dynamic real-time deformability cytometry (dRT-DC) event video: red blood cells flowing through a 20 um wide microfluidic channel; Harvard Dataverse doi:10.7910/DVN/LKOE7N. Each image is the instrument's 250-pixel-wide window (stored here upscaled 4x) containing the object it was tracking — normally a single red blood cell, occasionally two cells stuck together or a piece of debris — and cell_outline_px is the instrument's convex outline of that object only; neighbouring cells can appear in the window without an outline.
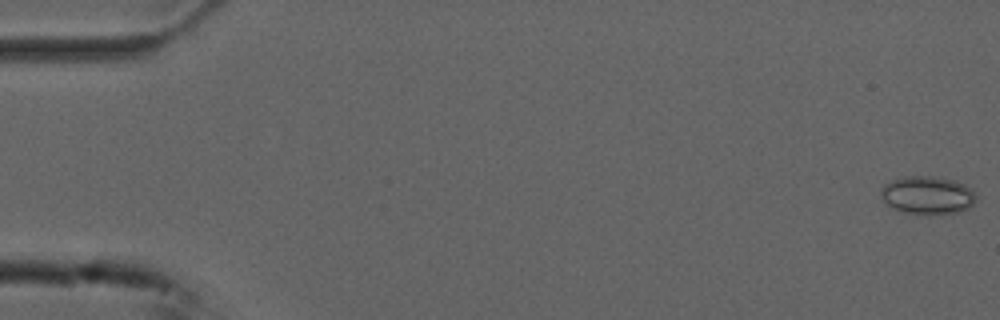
{"species": "common noctule bat (a hibernating species)", "species_latin": "Nyctalus noctula", "temperature_condition": "cold", "stored_images_in_passage": 54, "camera_frame_rate_fps": 3000, "um_per_image_px": 0.085, "animal": {"sex": "male", "forearm_length_mm": 52.5}, "frame": {"image": 1, "passage_image": 1, "time_ms": 0.0, "image_size_px": [1000, 320], "cell_outline_px": [[976, 200], [968, 208], [956, 212], [928, 216], [924, 216], [904, 212], [884, 204], [880, 196], [880, 188], [884, 184], [892, 180], [904, 176], [932, 176], [956, 180], [972, 188], [976, 196]], "centroid_in_image_um": [78.81, 16.6], "position_along_channel_um": 6.2, "area_um2": 21.68}}
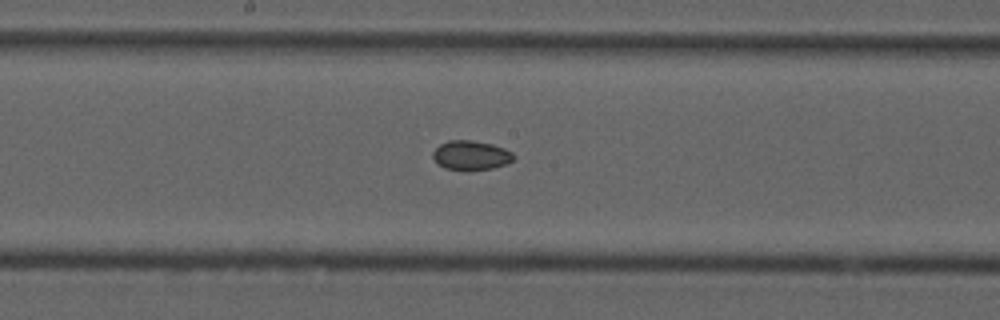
{"frame": {"image": 2, "passage_image": 29, "time_ms": 9.333, "image_size_px": [1000, 320], "cell_outline_px": [[516, 156], [508, 164], [492, 168], [468, 172], [444, 168], [436, 164], [432, 156], [432, 152], [440, 144], [448, 140], [472, 140], [492, 144], [504, 148], [512, 152]], "centroid_in_image_um": [40.02, 13.23], "position_along_channel_um": 208.2, "area_um2": 14.28}}
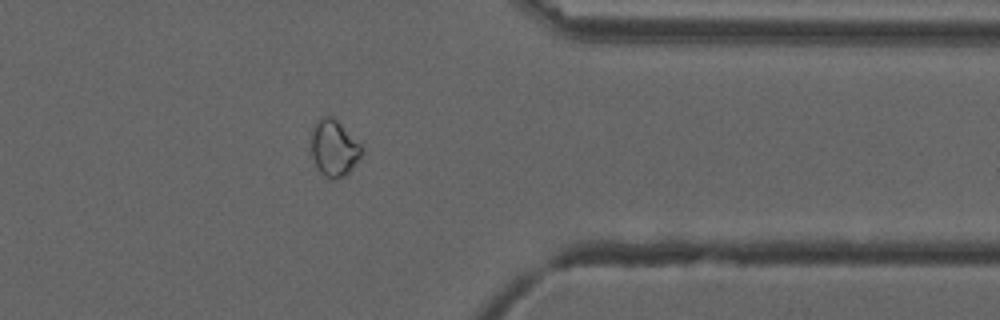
{"frame": {"image": 3, "passage_image": 44, "time_ms": 14.333, "image_size_px": [1000, 320], "cell_outline_px": [[364, 152], [352, 168], [344, 176], [336, 180], [332, 180], [324, 176], [320, 172], [312, 156], [312, 132], [316, 124], [324, 116], [332, 116], [364, 148]], "centroid_in_image_um": [28.42, 12.64], "position_along_channel_um": 383.0, "area_um2": 16.24}, "authors_computed_cell_mechanics": {"area_um2": 15.3459, "velocity_mm_per_s": 3.7451, "shape_relaxation_time_tau1_ms": null, "shape_relaxation_time_tau2_ms": 6.5855, "deformation_change_tau1": null, "deformation_change_tau2": 0.055}}